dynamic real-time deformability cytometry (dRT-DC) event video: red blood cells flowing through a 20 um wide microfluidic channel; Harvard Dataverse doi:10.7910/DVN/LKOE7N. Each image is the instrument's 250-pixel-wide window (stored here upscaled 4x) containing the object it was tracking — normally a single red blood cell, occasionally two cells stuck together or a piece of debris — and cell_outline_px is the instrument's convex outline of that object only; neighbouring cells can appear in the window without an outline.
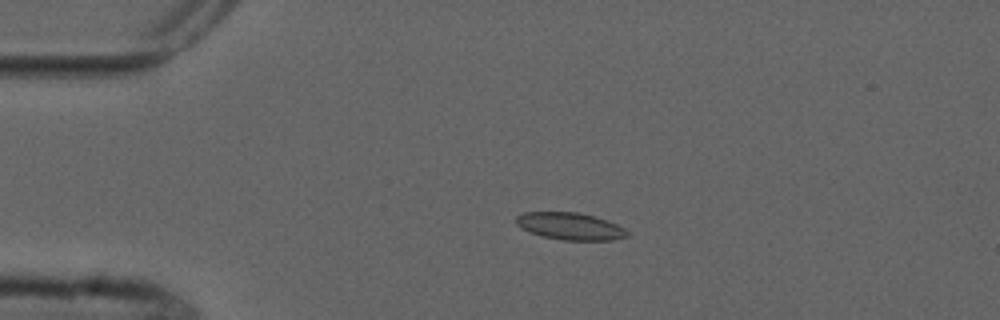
{"species": "common noctule bat (a hibernating species)", "species_latin": "Nyctalus noctula", "temperature_condition": "cold", "stored_images_in_passage": 5, "camera_frame_rate_fps": 3000, "um_per_image_px": 0.085, "animal": {"sex": "male", "forearm_length_mm": 52.5}, "frame": {"image": 1, "passage_image": 3, "time_ms": 3.0, "image_size_px": [1000, 320], "cell_outline_px": [[628, 236], [612, 240], [564, 240], [540, 236], [528, 232], [520, 228], [516, 224], [516, 216], [524, 212], [576, 212], [592, 216], [616, 224], [624, 228], [628, 232]], "centroid_in_image_um": [48.4, 19.23], "position_along_channel_um": 36.6, "area_um2": 17.51}}